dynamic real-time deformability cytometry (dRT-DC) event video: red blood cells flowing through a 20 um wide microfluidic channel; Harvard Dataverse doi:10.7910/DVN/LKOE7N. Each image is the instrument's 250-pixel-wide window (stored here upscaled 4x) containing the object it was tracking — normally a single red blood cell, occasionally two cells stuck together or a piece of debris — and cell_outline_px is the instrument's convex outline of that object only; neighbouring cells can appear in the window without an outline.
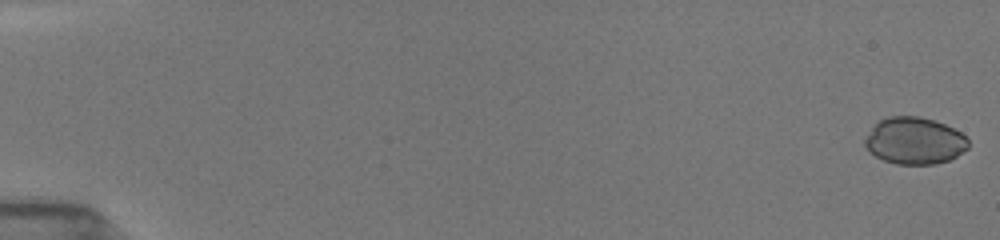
{"species": "common noctule bat (a hibernating species)", "species_latin": "Nyctalus noctula", "temperature_condition": "room temperature", "stored_images_in_passage": 28, "camera_frame_rate_fps": 3000, "um_per_image_px": 0.085, "animal": {"sex": "female", "body_mass_g": 19.5, "forearm_length_mm": 54.1}, "frame": {"image": 1, "passage_image": 1, "time_ms": 0.0, "image_size_px": [1000, 240], "cell_outline_px": [[968, 148], [956, 156], [948, 160], [936, 164], [896, 164], [884, 160], [876, 156], [864, 144], [864, 140], [872, 128], [880, 120], [888, 116], [920, 116], [944, 124], [960, 132], [968, 140]], "centroid_in_image_um": [77.74, 11.97], "position_along_channel_um": 7.3, "area_um2": 27.92}}
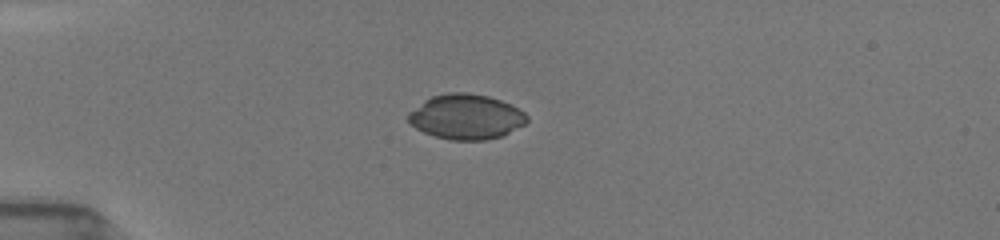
{"frame": {"image": 2, "passage_image": 23, "time_ms": 4.667, "image_size_px": [1000, 240], "cell_outline_px": [[528, 120], [524, 124], [500, 136], [484, 140], [452, 140], [436, 136], [424, 132], [416, 128], [408, 120], [408, 112], [424, 100], [432, 96], [448, 92], [468, 92], [488, 96], [500, 100], [524, 112], [528, 116]], "centroid_in_image_um": [39.59, 9.91], "position_along_channel_um": 45.4, "area_um2": 30.81}}